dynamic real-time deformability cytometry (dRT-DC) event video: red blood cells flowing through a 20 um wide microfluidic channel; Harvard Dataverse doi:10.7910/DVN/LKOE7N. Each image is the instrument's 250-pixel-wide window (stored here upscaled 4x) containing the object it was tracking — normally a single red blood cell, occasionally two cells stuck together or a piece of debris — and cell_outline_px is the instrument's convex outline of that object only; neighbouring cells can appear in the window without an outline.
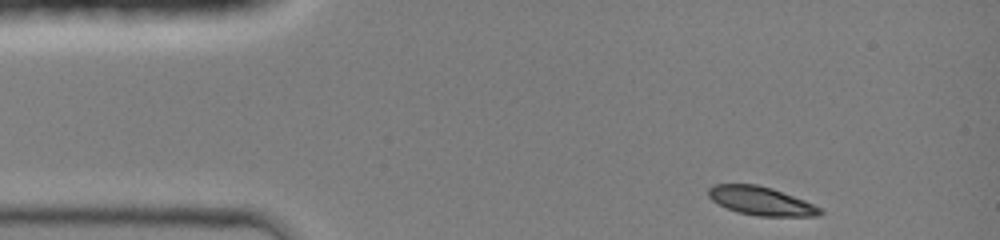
{"species": "common noctule bat (a hibernating species)", "species_latin": "Nyctalus noctula", "temperature_condition": "room temperature", "stored_images_in_passage": 36, "camera_frame_rate_fps": 3000, "um_per_image_px": 0.085, "animal": {"sex": "female", "body_mass_g": 19.0, "forearm_length_mm": 51.5}, "frame": {"image": 1, "passage_image": 1, "time_ms": 0.0, "image_size_px": [1000, 240], "cell_outline_px": [[824, 212], [820, 216], [756, 216], [736, 212], [712, 200], [708, 196], [708, 188], [712, 184], [756, 184], [772, 188], [804, 200], [820, 208]], "centroid_in_image_um": [64.67, 17.08], "position_along_channel_um": 20.3, "area_um2": 18.55}}
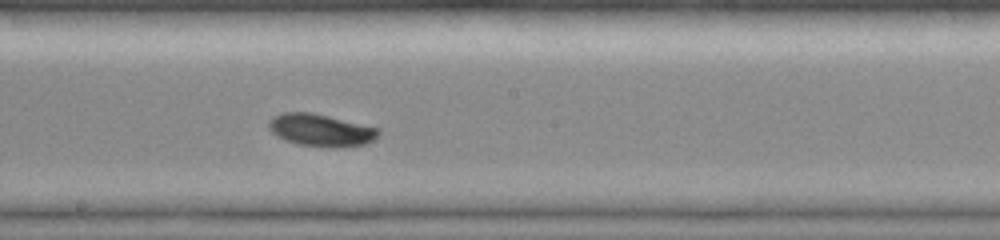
{"frame": {"image": 2, "passage_image": 20, "time_ms": 6.333, "image_size_px": [1000, 240], "cell_outline_px": [[380, 132], [372, 140], [364, 144], [340, 148], [332, 148], [300, 144], [284, 140], [276, 136], [268, 128], [268, 120], [272, 116], [284, 112], [312, 112], [380, 128]], "centroid_in_image_um": [27.24, 11.06], "position_along_channel_um": 221.0, "area_um2": 20.81}}
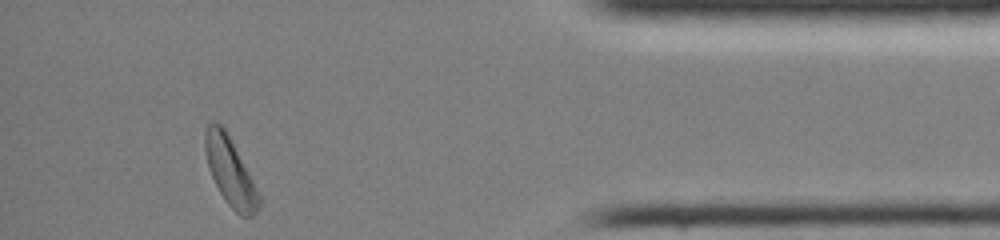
{"frame": {"image": 3, "passage_image": 36, "time_ms": 11.667, "image_size_px": [1000, 240], "cell_outline_px": [[260, 204], [256, 212], [252, 216], [240, 216], [228, 204], [220, 192], [208, 168], [204, 152], [204, 132], [208, 124], [220, 124], [224, 128], [252, 180], [260, 196]], "centroid_in_image_um": [19.54, 14.61], "position_along_channel_um": 415.7, "area_um2": 20.69}, "authors_computed_cell_mechanics": {"area_um2": 19.7387, "velocity_mm_per_s": 4.2619, "shape_relaxation_time_tau1_ms": 3.0146, "shape_relaxation_time_tau2_ms": null, "deformation_change_tau1": 0.1061, "deformation_change_tau2": null}}